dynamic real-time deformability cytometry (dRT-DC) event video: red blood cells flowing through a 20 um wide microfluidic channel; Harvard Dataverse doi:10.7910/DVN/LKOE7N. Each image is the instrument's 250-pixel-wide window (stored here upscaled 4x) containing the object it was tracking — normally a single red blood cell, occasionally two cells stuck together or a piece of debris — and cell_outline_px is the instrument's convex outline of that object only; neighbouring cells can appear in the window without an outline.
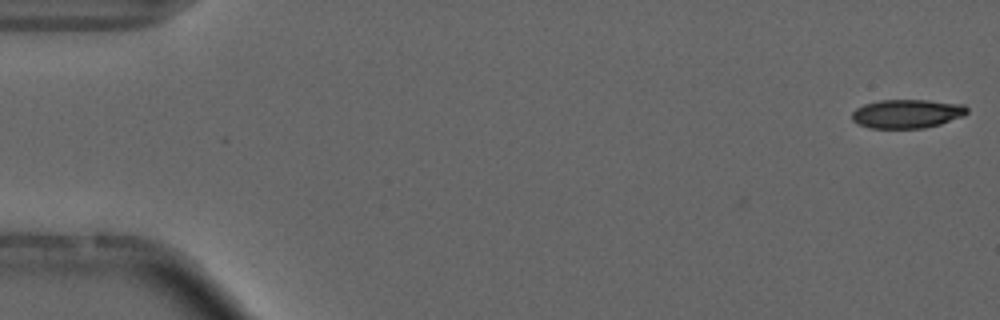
{"species": "common noctule bat (a hibernating species)", "species_latin": "Nyctalus noctula", "temperature_condition": "cold", "stored_images_in_passage": 5, "camera_frame_rate_fps": 3000, "um_per_image_px": 0.085, "animal": {"sex": "male", "forearm_length_mm": 52.5}, "frame": {"image": 1, "passage_image": 1, "time_ms": 0.0, "image_size_px": [1000, 320], "cell_outline_px": [[968, 112], [964, 116], [940, 124], [924, 128], [868, 128], [856, 124], [852, 120], [852, 112], [856, 108], [864, 104], [880, 100], [928, 100], [964, 104], [968, 108]], "centroid_in_image_um": [77.09, 9.67], "position_along_channel_um": 7.9, "area_um2": 19.54}}
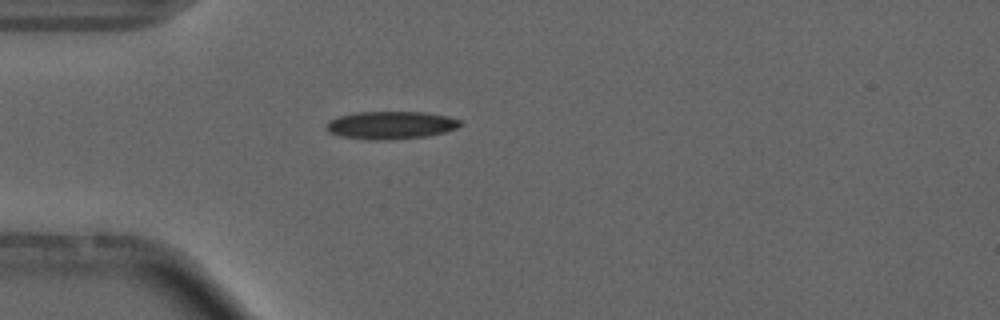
{"frame": {"image": 2, "passage_image": 5, "time_ms": 4.667, "image_size_px": [1000, 320], "cell_outline_px": [[464, 124], [456, 128], [444, 132], [424, 136], [388, 140], [368, 140], [340, 136], [328, 132], [324, 128], [328, 120], [340, 116], [356, 112], [424, 112], [448, 116], [460, 120]], "centroid_in_image_um": [33.18, 10.64], "position_along_channel_um": 51.8, "area_um2": 21.79}}